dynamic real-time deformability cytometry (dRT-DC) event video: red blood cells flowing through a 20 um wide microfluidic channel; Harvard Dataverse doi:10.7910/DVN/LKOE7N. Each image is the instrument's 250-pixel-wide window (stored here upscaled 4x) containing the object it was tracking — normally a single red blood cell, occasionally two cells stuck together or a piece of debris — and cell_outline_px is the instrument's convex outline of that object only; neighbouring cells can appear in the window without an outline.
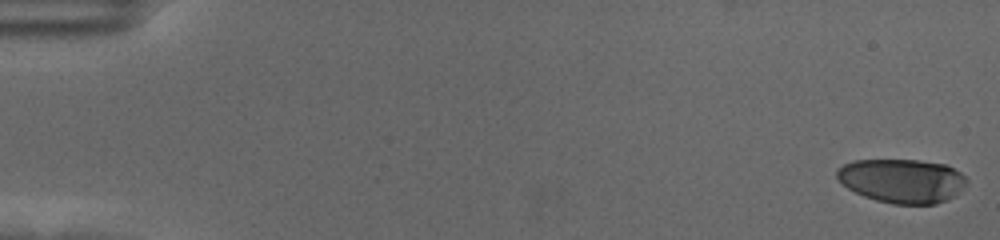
{"species": "human", "species_latin": "Homo sapiens", "temperature_condition": "cold", "stored_images_in_passage": 58, "camera_frame_rate_fps": 3000, "um_per_image_px": 0.085, "donor": {"sex": "female"}, "frame": {"image": 1, "passage_image": 1, "time_ms": 0.0, "image_size_px": [1000, 240], "cell_outline_px": [[968, 184], [952, 196], [936, 204], [892, 204], [876, 200], [864, 196], [848, 188], [836, 176], [836, 168], [852, 160], [920, 160], [944, 164], [960, 172], [968, 180]], "centroid_in_image_um": [76.66, 15.36], "position_along_channel_um": 8.3, "area_um2": 33.18}}
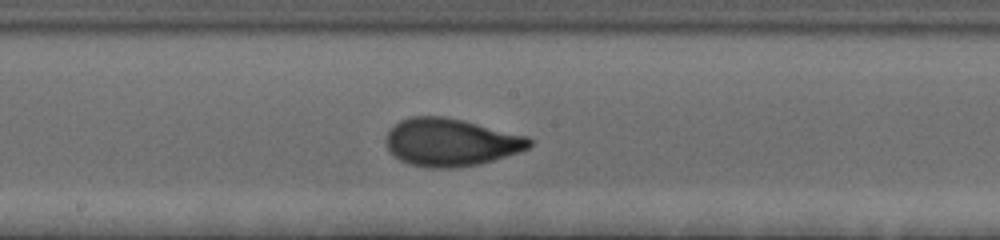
{"frame": {"image": 2, "passage_image": 32, "time_ms": 10.333, "image_size_px": [1000, 240], "cell_outline_px": [[532, 144], [528, 148], [520, 152], [480, 164], [456, 168], [428, 168], [408, 164], [400, 160], [388, 148], [384, 140], [388, 132], [400, 120], [412, 116], [444, 116], [464, 120], [528, 136], [532, 140]], "centroid_in_image_um": [38.33, 12.1], "position_along_channel_um": 209.9, "area_um2": 40.06}}
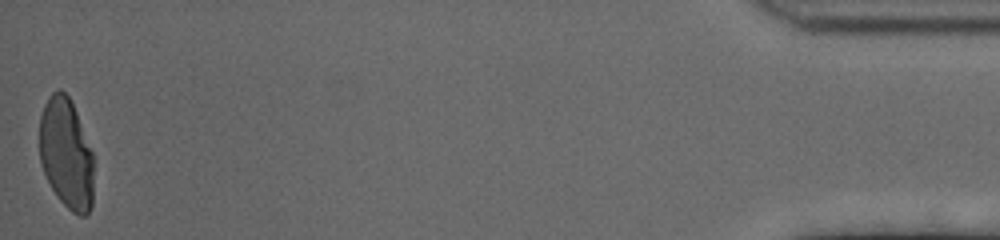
{"frame": {"image": 3, "passage_image": 58, "time_ms": 19.0, "image_size_px": [1000, 240], "cell_outline_px": [[92, 204], [88, 212], [84, 216], [80, 216], [72, 212], [56, 196], [40, 164], [40, 116], [44, 104], [48, 96], [52, 92], [60, 88], [68, 96], [76, 112], [92, 152]], "centroid_in_image_um": [5.61, 13.05], "position_along_channel_um": 429.6, "area_um2": 34.62}, "authors_computed_cell_mechanics": {"area_um2": 37.1943, "velocity_mm_per_s": 3.5239, "shape_relaxation_time_tau1_ms": 4.6498, "shape_relaxation_time_tau2_ms": 0.9019, "deformation_change_tau1": 0.196, "deformation_change_tau2": 0.066}}